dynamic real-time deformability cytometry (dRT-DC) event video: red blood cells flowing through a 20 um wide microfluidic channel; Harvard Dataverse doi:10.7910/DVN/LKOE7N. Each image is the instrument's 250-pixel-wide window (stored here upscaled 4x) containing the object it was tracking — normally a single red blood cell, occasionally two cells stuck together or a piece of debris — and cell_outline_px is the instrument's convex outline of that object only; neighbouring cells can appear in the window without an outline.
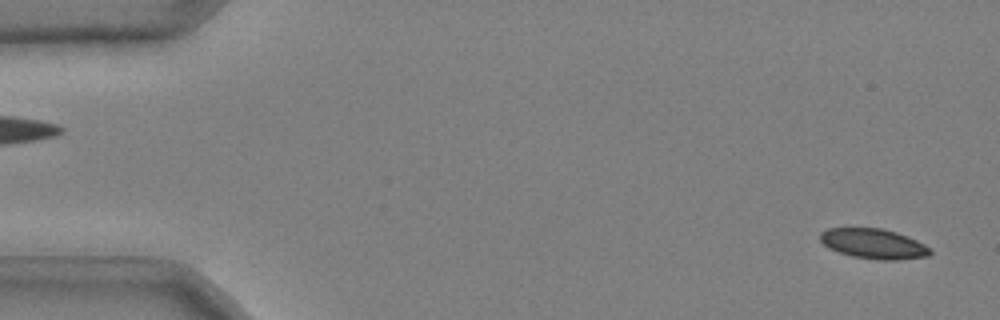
{"species": "common noctule bat (a hibernating species)", "species_latin": "Nyctalus noctula", "temperature_condition": "cold", "stored_images_in_passage": 51, "camera_frame_rate_fps": 3000, "um_per_image_px": 0.085, "animal": {"sex": "male", "body_mass_g": 20.4}, "frame": {"image": 1, "passage_image": 2, "time_ms": 0.333, "image_size_px": [1000, 320], "cell_outline_px": [[932, 252], [928, 256], [896, 260], [880, 260], [852, 256], [828, 248], [820, 240], [820, 232], [828, 228], [880, 228], [896, 232], [908, 236], [924, 244]], "centroid_in_image_um": [74.24, 20.71], "position_along_channel_um": 10.8, "area_um2": 19.13}}
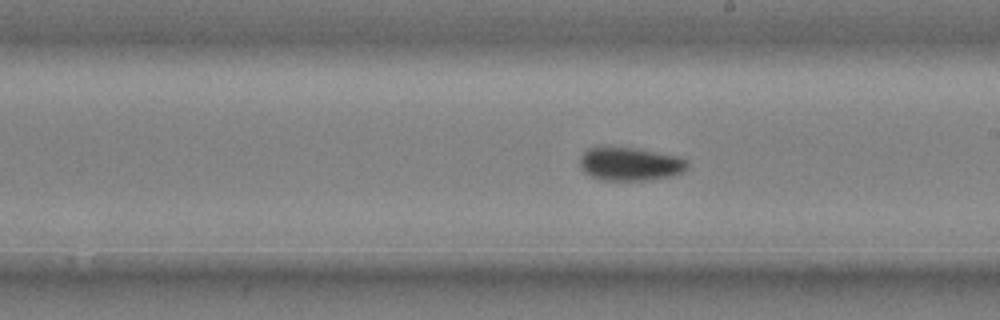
{"frame": {"image": 2, "passage_image": 30, "time_ms": 9.667, "image_size_px": [1000, 320], "cell_outline_px": [[688, 168], [684, 172], [672, 176], [648, 180], [600, 180], [584, 172], [580, 168], [580, 156], [588, 148], [640, 148], [680, 156], [688, 160]], "centroid_in_image_um": [53.62, 13.94], "position_along_channel_um": 235.4, "area_um2": 21.1}}
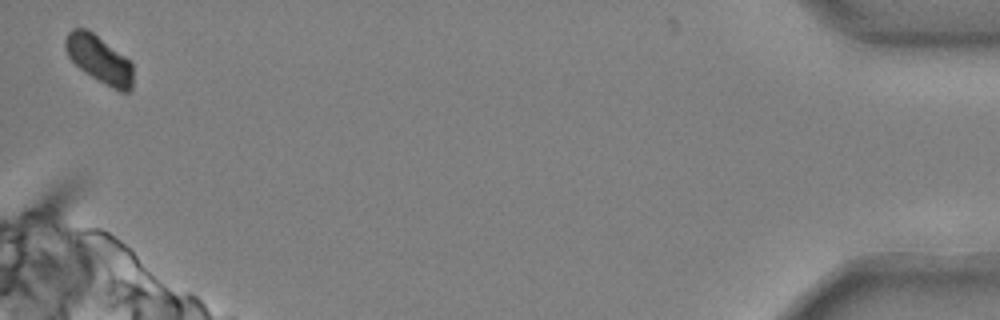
{"frame": {"image": 3, "passage_image": 51, "time_ms": 16.667, "image_size_px": [1000, 320], "cell_outline_px": [[132, 88], [128, 92], [120, 92], [112, 88], [84, 72], [68, 56], [64, 48], [64, 40], [68, 32], [72, 28], [84, 28], [92, 32], [124, 56], [132, 64]], "centroid_in_image_um": [8.41, 5.04], "position_along_channel_um": 426.8, "area_um2": 18.5}, "authors_computed_cell_mechanics": {"area_um2": 20.3456, "velocity_mm_per_s": 3.708, "shape_relaxation_time_tau1_ms": 4.6726, "shape_relaxation_time_tau2_ms": null, "deformation_change_tau1": 0.1072, "deformation_change_tau2": null}}